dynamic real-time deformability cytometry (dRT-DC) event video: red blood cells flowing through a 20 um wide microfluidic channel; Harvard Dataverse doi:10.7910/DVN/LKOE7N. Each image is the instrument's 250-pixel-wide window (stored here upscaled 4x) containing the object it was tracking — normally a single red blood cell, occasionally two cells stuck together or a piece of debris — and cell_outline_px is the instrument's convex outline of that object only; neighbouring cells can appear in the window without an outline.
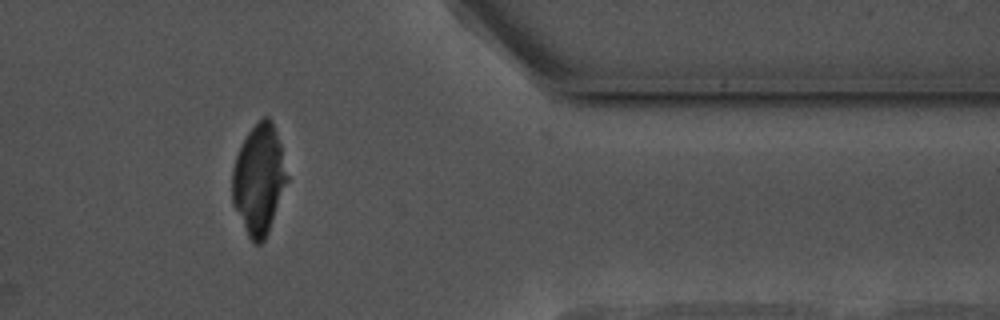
{"species": "common noctule bat (a hibernating species)", "species_latin": "Nyctalus noctula", "temperature_condition": "warm", "stored_images_in_passage": 40, "camera_frame_rate_fps": 3000, "um_per_image_px": 0.085, "animal": {"sex": "male", "body_mass_g": 17.5, "forearm_length_mm": 52.3}, "frame": {"image": 1, "passage_image": 30, "time_ms": 9.667, "image_size_px": [1000, 320], "cell_outline_px": [[288, 180], [268, 232], [264, 240], [260, 244], [252, 244], [232, 204], [232, 168], [236, 156], [248, 132], [264, 116], [268, 116], [272, 120], [280, 144], [288, 176]], "centroid_in_image_um": [21.99, 15.28], "position_along_channel_um": 389.4, "area_um2": 34.91}}
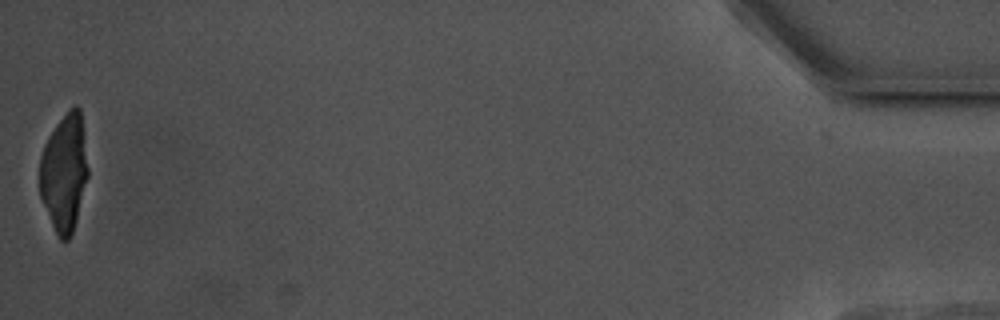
{"frame": {"image": 2, "passage_image": 40, "time_ms": 13.0, "image_size_px": [1000, 320], "cell_outline_px": [[88, 176], [72, 236], [68, 240], [60, 240], [52, 224], [40, 196], [40, 156], [44, 144], [48, 136], [56, 124], [68, 108], [76, 104], [80, 108], [88, 168]], "centroid_in_image_um": [5.46, 14.64], "position_along_channel_um": 429.7, "area_um2": 33.06}}